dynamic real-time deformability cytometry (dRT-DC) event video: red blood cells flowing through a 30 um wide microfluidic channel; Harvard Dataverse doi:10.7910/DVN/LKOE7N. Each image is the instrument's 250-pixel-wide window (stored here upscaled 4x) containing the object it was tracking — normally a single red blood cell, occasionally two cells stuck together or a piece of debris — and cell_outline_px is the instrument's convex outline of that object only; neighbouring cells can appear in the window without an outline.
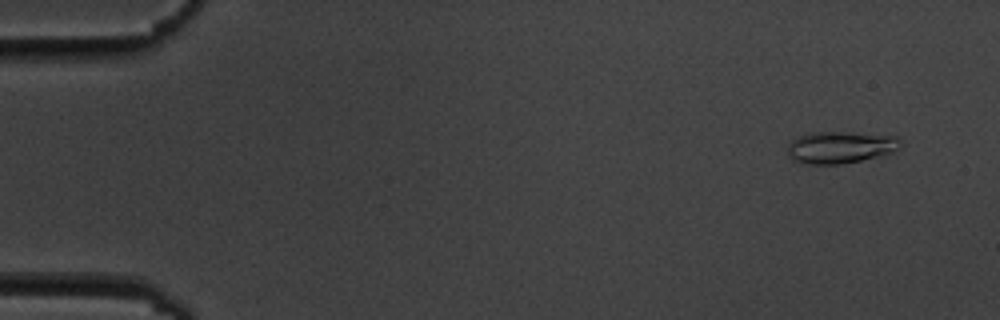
{"species": "common noctule bat (a hibernating species)", "species_latin": "Nyctalus noctula", "temperature_condition": "cold", "stored_images_in_passage": 6, "camera_frame_rate_fps": 3000, "um_per_image_px": 0.085, "animal": {"sex": "male", "body_mass_g": 19.5, "forearm_length_mm": 54.6}, "frame": {"image": 1, "passage_image": 2, "time_ms": 1.0, "image_size_px": [1000, 320], "cell_outline_px": [[900, 144], [892, 152], [860, 160], [840, 164], [812, 164], [792, 160], [788, 152], [788, 144], [796, 136], [808, 132], [852, 132], [896, 136], [900, 140]], "centroid_in_image_um": [71.37, 12.5], "position_along_channel_um": 13.6, "area_um2": 20.87}}